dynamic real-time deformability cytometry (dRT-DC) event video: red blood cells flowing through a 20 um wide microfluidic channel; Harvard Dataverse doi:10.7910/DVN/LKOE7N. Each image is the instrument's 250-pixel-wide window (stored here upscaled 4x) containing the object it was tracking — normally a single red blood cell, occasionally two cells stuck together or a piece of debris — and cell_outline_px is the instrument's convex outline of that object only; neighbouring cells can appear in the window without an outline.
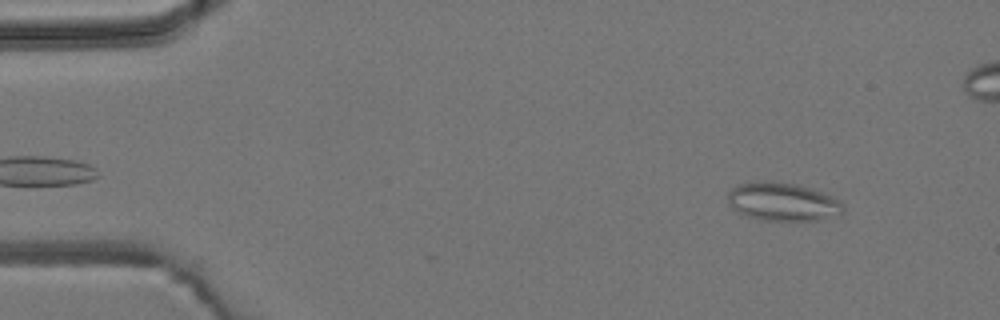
{"species": "common noctule bat (a hibernating species)", "species_latin": "Nyctalus noctula", "temperature_condition": "room temperature", "stored_images_in_passage": 5, "camera_frame_rate_fps": 3000, "um_per_image_px": 0.085, "animal": {"sex": "male", "body_mass_g": 19.2, "forearm_length_mm": 51.8}, "frame": {"image": 1, "passage_image": 1, "time_ms": 0.0, "image_size_px": [1000, 320], "cell_outline_px": [[844, 208], [840, 212], [820, 220], [760, 220], [736, 212], [728, 204], [728, 192], [732, 188], [740, 184], [800, 184], [824, 192], [840, 200]], "centroid_in_image_um": [66.54, 17.19], "position_along_channel_um": 18.5, "area_um2": 24.97}}